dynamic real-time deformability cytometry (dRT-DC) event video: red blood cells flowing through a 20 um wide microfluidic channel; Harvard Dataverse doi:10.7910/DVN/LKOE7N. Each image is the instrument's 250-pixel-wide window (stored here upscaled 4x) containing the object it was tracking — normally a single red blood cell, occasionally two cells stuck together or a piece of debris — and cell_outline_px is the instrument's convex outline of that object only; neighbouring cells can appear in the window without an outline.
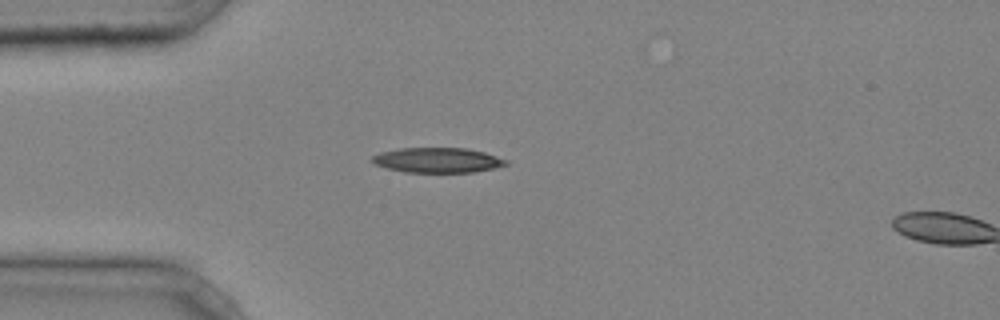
{"species": "common noctule bat (a hibernating species)", "species_latin": "Nyctalus noctula", "temperature_condition": "cold", "stored_images_in_passage": 2, "camera_frame_rate_fps": 3000, "um_per_image_px": 0.085, "animal": {"sex": "male", "body_mass_g": 20.4}, "frame": {"image": 1, "passage_image": 1, "time_ms": 0.0, "image_size_px": [1000, 320], "cell_outline_px": [[508, 164], [496, 168], [472, 172], [404, 172], [388, 168], [376, 164], [372, 160], [372, 156], [380, 152], [400, 148], [464, 148], [484, 152], [508, 160]], "centroid_in_image_um": [37.21, 13.61], "position_along_channel_um": 47.8, "area_um2": 19.36}}